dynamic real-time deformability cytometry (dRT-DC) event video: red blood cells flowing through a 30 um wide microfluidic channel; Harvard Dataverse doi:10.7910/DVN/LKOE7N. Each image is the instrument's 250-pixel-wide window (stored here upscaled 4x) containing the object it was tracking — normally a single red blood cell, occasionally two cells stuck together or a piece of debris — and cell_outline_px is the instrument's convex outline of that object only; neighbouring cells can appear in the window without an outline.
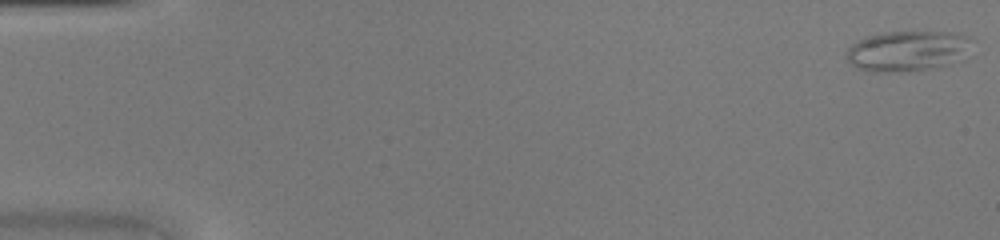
{"species": "common noctule bat (a hibernating species)", "species_latin": "Nyctalus noctula", "temperature_condition": "warm", "stored_images_in_passage": 45, "camera_frame_rate_fps": 3000, "um_per_image_px": 0.085, "animal": {"sex": "female", "body_mass_g": 20.0, "forearm_length_mm": 54.0}, "frame": {"image": 1, "passage_image": 1, "time_ms": 0.0, "image_size_px": [1000, 240], "cell_outline_px": [[968, 36], [964, 60], [932, 68], [900, 72], [872, 72], [856, 68], [848, 60], [848, 48], [852, 44], [864, 36], [880, 32], [960, 32]], "centroid_in_image_um": [77.1, 4.33], "position_along_channel_um": 7.9, "area_um2": 29.54}}
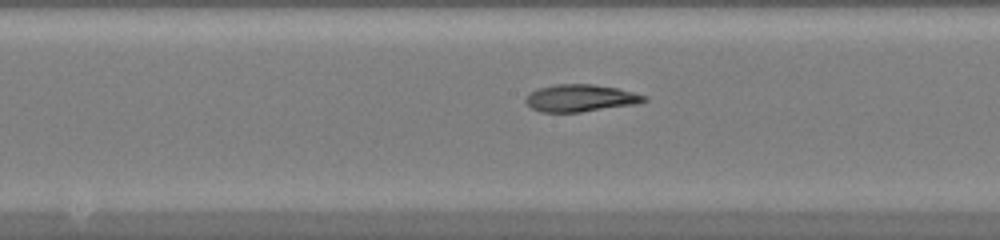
{"frame": {"image": 2, "passage_image": 24, "time_ms": 7.667, "image_size_px": [1000, 240], "cell_outline_px": [[648, 100], [640, 104], [580, 112], [540, 112], [532, 108], [524, 100], [532, 92], [540, 88], [556, 84], [592, 84], [616, 88], [648, 96]], "centroid_in_image_um": [49.4, 8.35], "position_along_channel_um": 198.8, "area_um2": 18.73}}
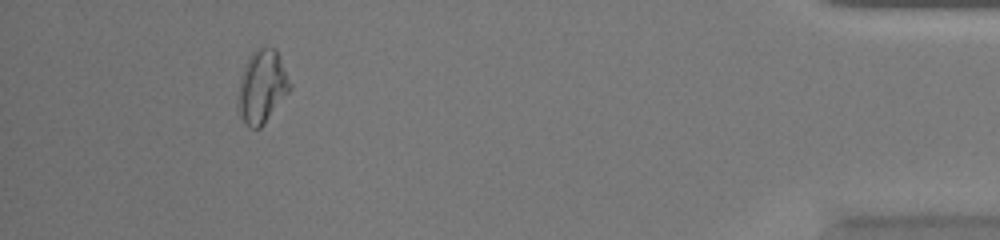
{"frame": {"image": 3, "passage_image": 42, "time_ms": 13.667, "image_size_px": [1000, 240], "cell_outline_px": [[292, 88], [264, 124], [260, 128], [252, 128], [240, 116], [240, 76], [244, 64], [248, 56], [256, 48], [276, 48], [292, 84]], "centroid_in_image_um": [22.31, 7.31], "position_along_channel_um": 412.9, "area_um2": 21.73}}